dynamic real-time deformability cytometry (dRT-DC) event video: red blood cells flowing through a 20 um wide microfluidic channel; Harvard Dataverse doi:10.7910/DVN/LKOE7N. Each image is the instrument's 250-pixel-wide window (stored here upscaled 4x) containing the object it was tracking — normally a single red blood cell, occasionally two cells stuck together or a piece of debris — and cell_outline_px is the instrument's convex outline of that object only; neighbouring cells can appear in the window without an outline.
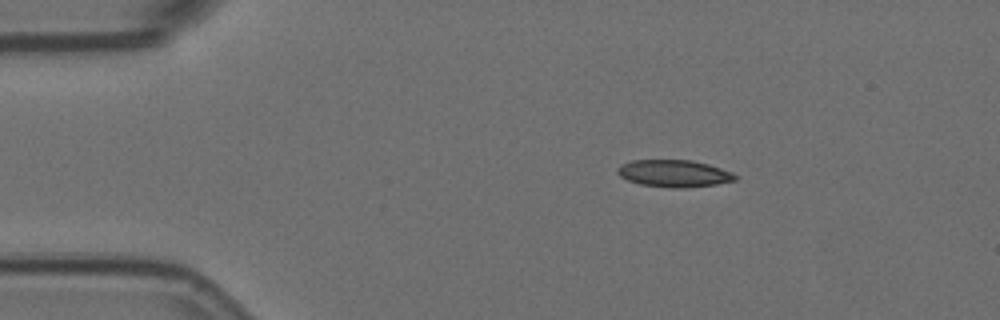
{"species": "Egyptian fruit bat (a non-hibernating species)", "species_latin": "Rousettus aegyptiacus", "temperature_condition": "room temperature", "stored_images_in_passage": 43, "camera_frame_rate_fps": 3000, "um_per_image_px": 0.085, "animal": {"sex": "female"}, "frame": {"image": 1, "passage_image": 1, "time_ms": 0.0, "image_size_px": [1000, 320], "cell_outline_px": [[740, 176], [736, 180], [716, 184], [684, 188], [672, 188], [640, 184], [628, 180], [620, 176], [616, 172], [616, 168], [620, 164], [632, 160], [692, 160], [708, 164], [732, 172]], "centroid_in_image_um": [57.29, 14.74], "position_along_channel_um": 27.7, "area_um2": 18.73}}
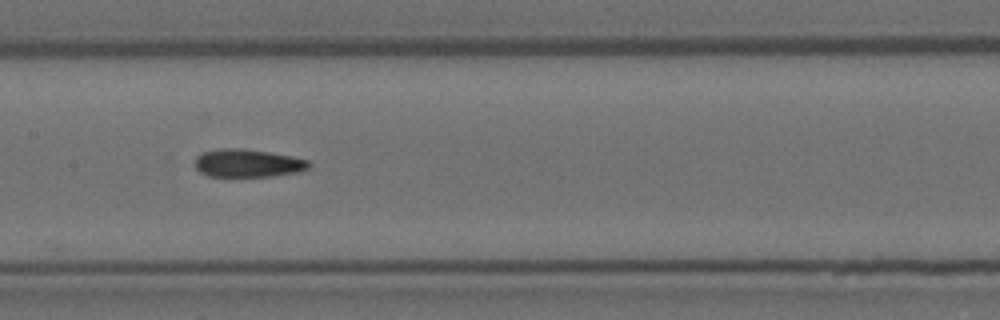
{"frame": {"image": 2, "passage_image": 19, "time_ms": 6.0, "image_size_px": [1000, 320], "cell_outline_px": [[312, 164], [308, 168], [296, 172], [272, 176], [208, 176], [200, 172], [196, 168], [196, 156], [204, 152], [220, 148], [244, 148], [292, 156], [308, 160]], "centroid_in_image_um": [21.06, 13.86], "position_along_channel_um": 186.3, "area_um2": 18.5}}
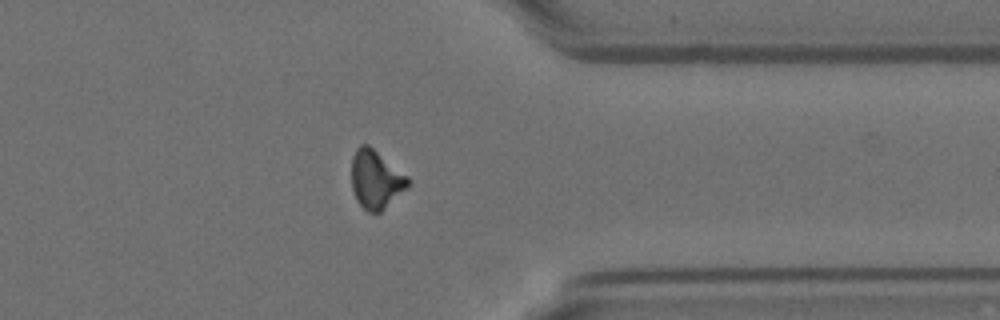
{"frame": {"image": 3, "passage_image": 36, "time_ms": 11.667, "image_size_px": [1000, 320], "cell_outline_px": [[412, 180], [380, 212], [368, 212], [356, 200], [352, 188], [352, 156], [356, 148], [360, 144], [368, 144], [408, 176]], "centroid_in_image_um": [31.91, 15.21], "position_along_channel_um": 379.5, "area_um2": 18.84}}